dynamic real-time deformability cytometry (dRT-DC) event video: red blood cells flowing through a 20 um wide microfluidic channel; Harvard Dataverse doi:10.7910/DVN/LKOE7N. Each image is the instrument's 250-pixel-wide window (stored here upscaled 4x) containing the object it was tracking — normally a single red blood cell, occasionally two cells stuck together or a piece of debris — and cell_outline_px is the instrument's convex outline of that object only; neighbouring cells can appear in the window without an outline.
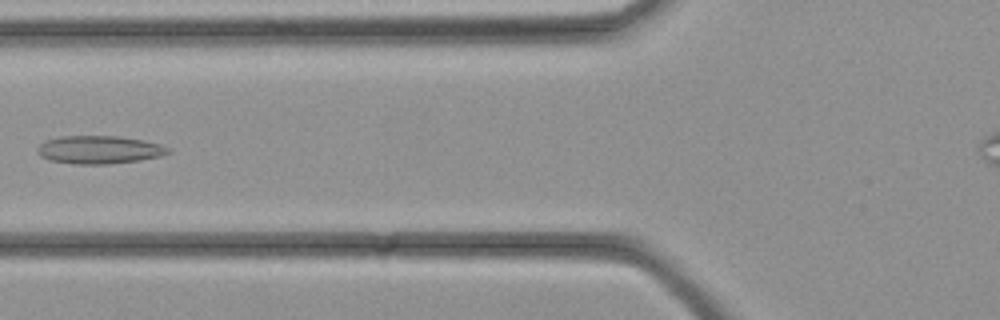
{"species": "common noctule bat (a hibernating species)", "species_latin": "Nyctalus noctula", "temperature_condition": "cold", "stored_images_in_passage": 14, "camera_frame_rate_fps": 3000, "um_per_image_px": 0.085, "animal": {"sex": "female", "body_mass_g": 21.9}, "frame": {"image": 1, "passage_image": 3, "time_ms": 0.667, "image_size_px": [1000, 320], "cell_outline_px": [[172, 152], [160, 156], [140, 160], [108, 164], [76, 164], [48, 160], [40, 156], [36, 152], [36, 148], [44, 140], [60, 136], [116, 136], [144, 140], [160, 144], [172, 148]], "centroid_in_image_um": [8.42, 12.72], "position_along_channel_um": 117.4, "area_um2": 21.62}}
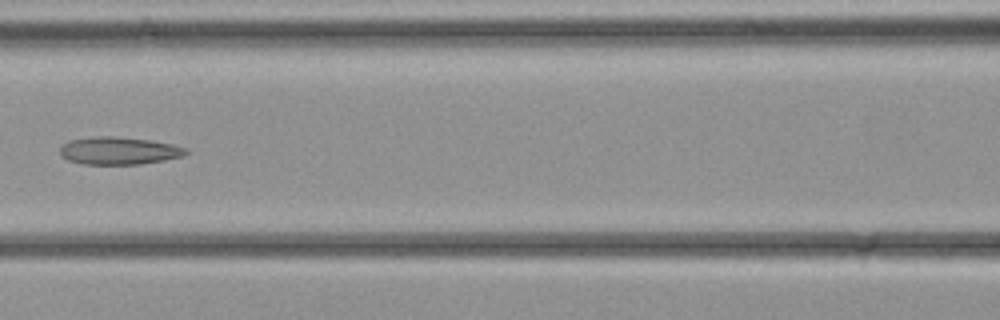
{"frame": {"image": 2, "passage_image": 5, "time_ms": 1.333, "image_size_px": [1000, 320], "cell_outline_px": [[188, 152], [184, 156], [164, 160], [140, 164], [84, 164], [68, 160], [60, 156], [60, 148], [68, 140], [96, 136], [112, 136], [152, 140], [172, 144], [188, 148]], "centroid_in_image_um": [10.12, 12.81], "position_along_channel_um": 156.5, "area_um2": 20.35}}
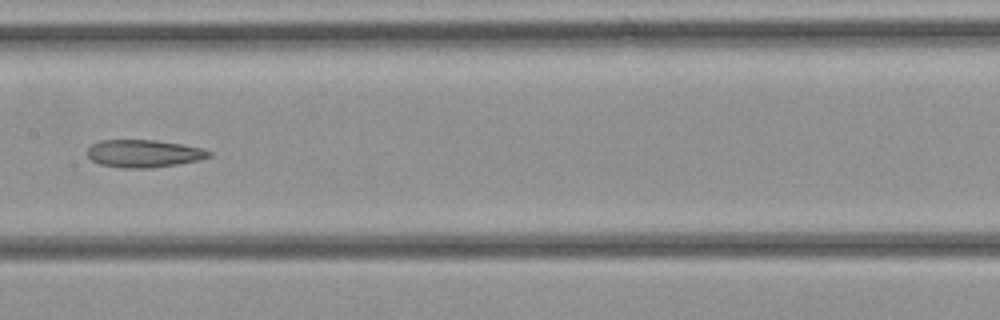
{"frame": {"image": 3, "passage_image": 7, "time_ms": 2.0, "image_size_px": [1000, 320], "cell_outline_px": [[212, 156], [200, 160], [152, 168], [124, 168], [100, 164], [92, 160], [88, 156], [88, 148], [92, 144], [100, 140], [156, 140], [184, 144], [204, 148], [212, 152]], "centroid_in_image_um": [12.27, 13.04], "position_along_channel_um": 195.1, "area_um2": 19.71}}